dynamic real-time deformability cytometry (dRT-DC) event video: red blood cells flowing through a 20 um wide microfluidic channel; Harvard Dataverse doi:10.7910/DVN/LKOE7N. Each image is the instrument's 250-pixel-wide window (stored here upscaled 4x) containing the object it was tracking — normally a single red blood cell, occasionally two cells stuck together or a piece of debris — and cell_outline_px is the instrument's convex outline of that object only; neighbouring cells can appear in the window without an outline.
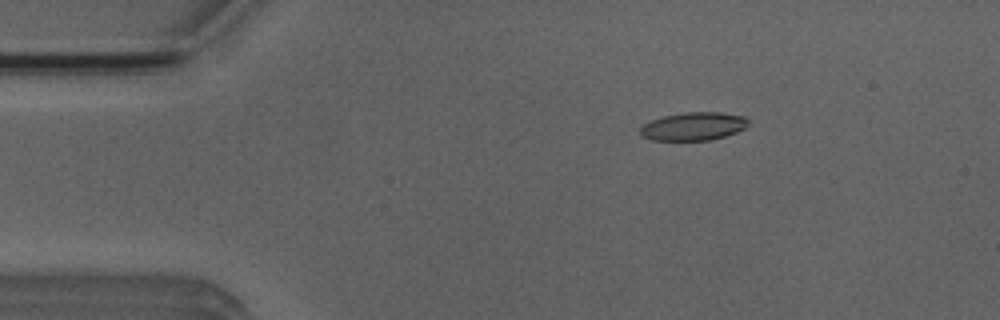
{"species": "Egyptian fruit bat (a non-hibernating species)", "species_latin": "Rousettus aegyptiacus", "temperature_condition": "room temperature", "stored_images_in_passage": 6, "camera_frame_rate_fps": 3000, "um_per_image_px": 0.085, "animal": {"sex": "male"}, "frame": {"image": 1, "passage_image": 3, "time_ms": 2.333, "image_size_px": [1000, 320], "cell_outline_px": [[748, 124], [744, 128], [736, 132], [724, 136], [708, 140], [652, 140], [644, 136], [640, 132], [640, 128], [644, 124], [652, 120], [664, 116], [684, 112], [720, 112], [744, 116], [748, 120]], "centroid_in_image_um": [58.95, 10.73], "position_along_channel_um": 26.0, "area_um2": 17.51}}